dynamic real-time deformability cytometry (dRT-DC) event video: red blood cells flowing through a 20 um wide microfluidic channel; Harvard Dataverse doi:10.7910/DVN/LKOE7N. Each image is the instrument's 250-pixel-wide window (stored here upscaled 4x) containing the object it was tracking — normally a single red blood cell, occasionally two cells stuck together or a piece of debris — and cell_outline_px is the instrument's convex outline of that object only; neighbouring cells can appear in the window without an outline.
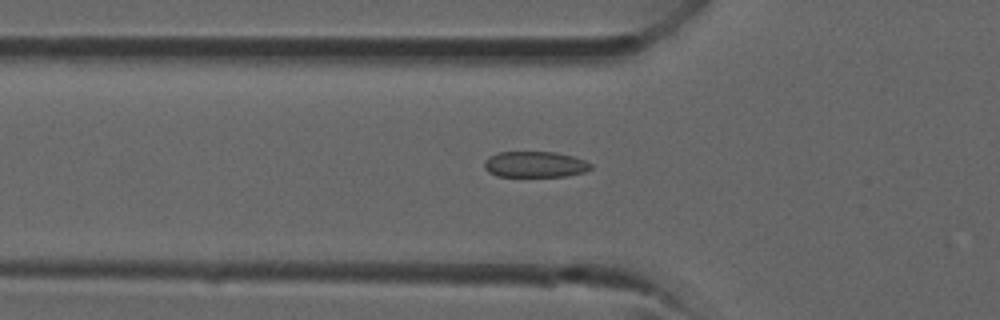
{"species": "common noctule bat (a hibernating species)", "species_latin": "Nyctalus noctula", "temperature_condition": "room temperature", "stored_images_in_passage": 34, "camera_frame_rate_fps": 3000, "um_per_image_px": 0.085, "animal": {"sex": "male", "forearm_length_mm": 52.5}, "frame": {"image": 1, "passage_image": 12, "time_ms": 3.667, "image_size_px": [1000, 320], "cell_outline_px": [[592, 168], [584, 172], [568, 176], [496, 176], [488, 172], [484, 168], [484, 160], [488, 156], [500, 152], [556, 152], [572, 156], [584, 160], [592, 164]], "centroid_in_image_um": [45.46, 13.97], "position_along_channel_um": 80.3, "area_um2": 16.18}}
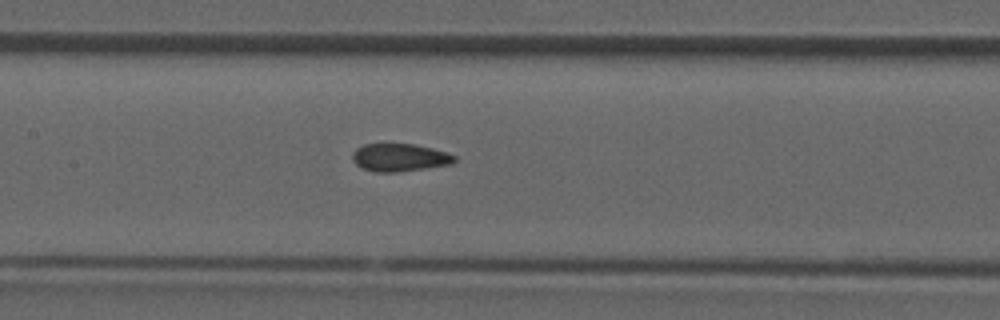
{"frame": {"image": 2, "passage_image": 17, "time_ms": 5.333, "image_size_px": [1000, 320], "cell_outline_px": [[456, 160], [452, 164], [400, 172], [376, 172], [364, 168], [356, 164], [352, 160], [352, 152], [356, 148], [364, 144], [416, 144], [448, 152], [456, 156]], "centroid_in_image_um": [33.99, 13.38], "position_along_channel_um": 173.4, "area_um2": 16.65}}
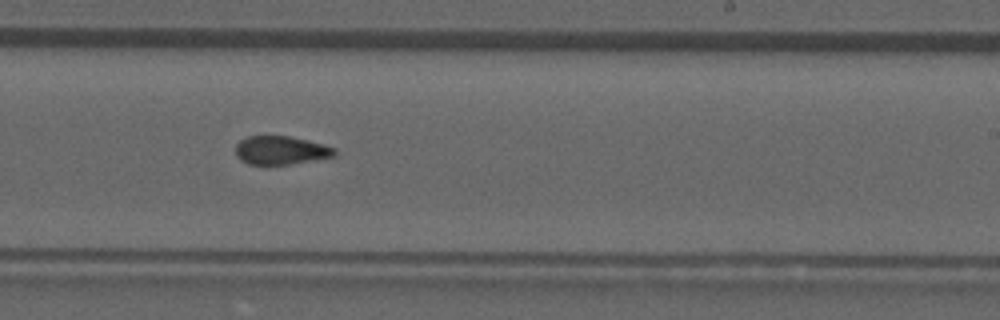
{"frame": {"image": 3, "passage_image": 22, "time_ms": 7.0, "image_size_px": [1000, 320], "cell_outline_px": [[336, 156], [288, 164], [248, 164], [240, 160], [236, 156], [236, 144], [240, 140], [248, 136], [288, 136], [308, 140], [324, 144], [336, 148]], "centroid_in_image_um": [23.87, 12.77], "position_along_channel_um": 265.1, "area_um2": 16.42}}